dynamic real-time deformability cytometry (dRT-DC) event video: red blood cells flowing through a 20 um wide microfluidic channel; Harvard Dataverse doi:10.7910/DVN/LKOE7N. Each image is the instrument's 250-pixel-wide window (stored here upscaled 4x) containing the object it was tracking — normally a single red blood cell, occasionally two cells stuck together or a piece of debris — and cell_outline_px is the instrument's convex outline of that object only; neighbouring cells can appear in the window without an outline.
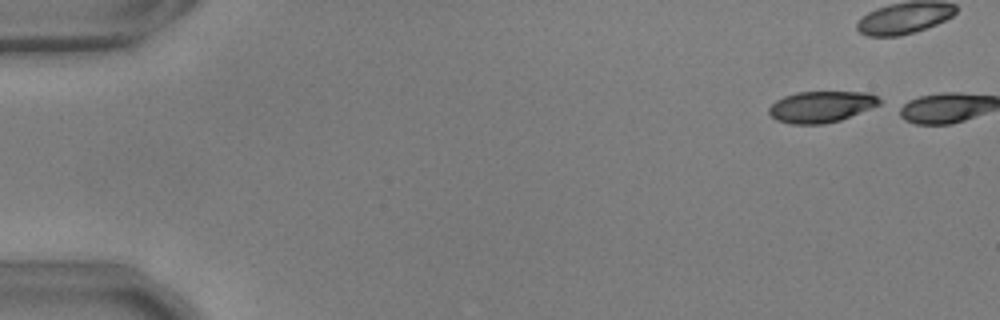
{"species": "common noctule bat (a hibernating species)", "species_latin": "Nyctalus noctula", "temperature_condition": "warm", "stored_images_in_passage": 2, "camera_frame_rate_fps": 3000, "um_per_image_px": 0.085, "animal": {"sex": "male", "body_mass_g": 17.9, "forearm_length_mm": 54.2}, "frame": {"image": 1, "passage_image": 1, "time_ms": 0.0, "image_size_px": [1000, 320], "cell_outline_px": [[884, 100], [880, 104], [872, 108], [840, 120], [824, 124], [792, 124], [776, 120], [768, 112], [768, 108], [776, 100], [784, 96], [796, 92], [872, 92]], "centroid_in_image_um": [69.84, 9.06], "position_along_channel_um": 15.2, "area_um2": 20.35}}